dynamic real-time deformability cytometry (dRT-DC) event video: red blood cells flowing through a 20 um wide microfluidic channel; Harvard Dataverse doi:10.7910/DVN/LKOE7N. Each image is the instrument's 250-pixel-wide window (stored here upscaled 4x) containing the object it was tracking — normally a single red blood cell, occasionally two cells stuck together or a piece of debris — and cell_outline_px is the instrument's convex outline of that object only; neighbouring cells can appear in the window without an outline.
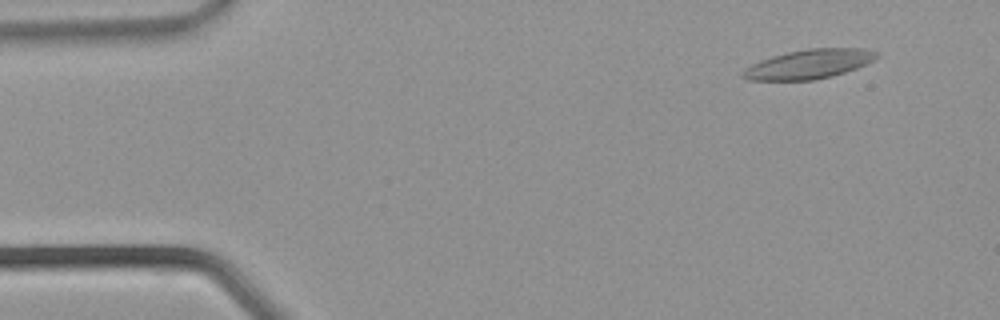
{"species": "common noctule bat (a hibernating species)", "species_latin": "Nyctalus noctula", "temperature_condition": "warm", "stored_images_in_passage": 37, "camera_frame_rate_fps": 3000, "um_per_image_px": 0.085, "animal": {"sex": "male", "body_mass_g": 21.5, "forearm_length_mm": 52.0}, "frame": {"image": 1, "passage_image": 3, "time_ms": 0.667, "image_size_px": [1000, 320], "cell_outline_px": [[880, 56], [856, 68], [832, 76], [812, 80], [748, 80], [740, 76], [740, 72], [744, 68], [760, 60], [772, 56], [788, 52], [808, 48], [864, 48], [880, 52]], "centroid_in_image_um": [68.74, 5.44], "position_along_channel_um": 16.3, "area_um2": 22.89}}
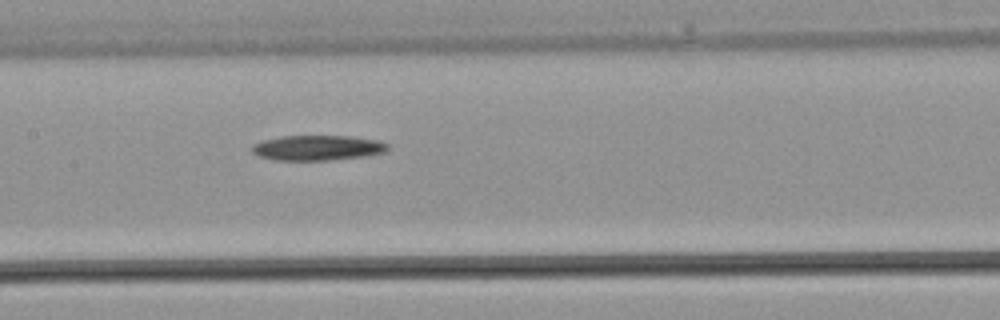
{"frame": {"image": 2, "passage_image": 17, "time_ms": 5.333, "image_size_px": [1000, 320], "cell_outline_px": [[388, 152], [364, 156], [332, 160], [276, 160], [260, 156], [252, 152], [252, 144], [264, 140], [280, 136], [352, 136], [380, 140], [388, 144]], "centroid_in_image_um": [27.04, 12.56], "position_along_channel_um": 180.4, "area_um2": 20.0}}
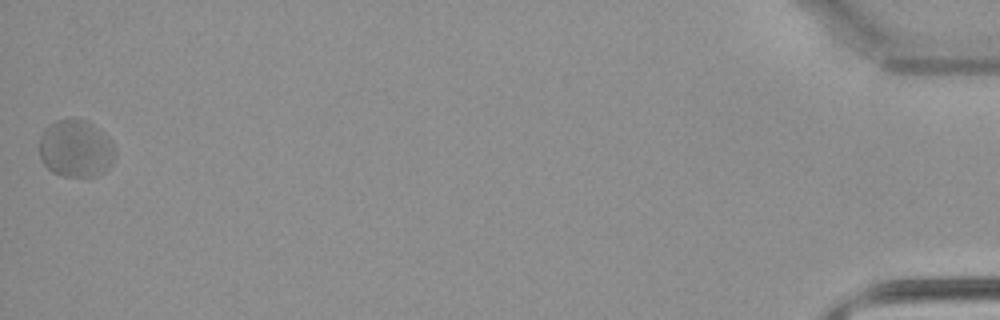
{"frame": {"image": 3, "passage_image": 36, "time_ms": 11.667, "image_size_px": [1000, 320], "cell_outline_px": [[116, 156], [112, 164], [104, 172], [96, 176], [60, 176], [52, 172], [40, 160], [40, 136], [44, 128], [48, 124], [56, 120], [88, 120], [104, 132], [112, 140], [116, 148]], "centroid_in_image_um": [6.47, 12.63], "position_along_channel_um": 428.7, "area_um2": 25.78}}